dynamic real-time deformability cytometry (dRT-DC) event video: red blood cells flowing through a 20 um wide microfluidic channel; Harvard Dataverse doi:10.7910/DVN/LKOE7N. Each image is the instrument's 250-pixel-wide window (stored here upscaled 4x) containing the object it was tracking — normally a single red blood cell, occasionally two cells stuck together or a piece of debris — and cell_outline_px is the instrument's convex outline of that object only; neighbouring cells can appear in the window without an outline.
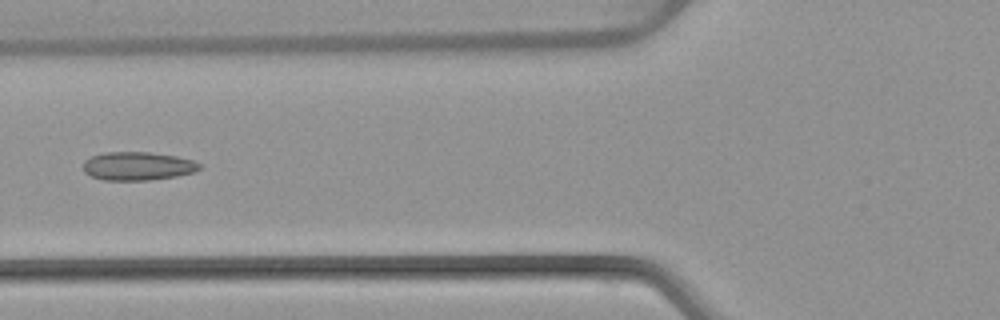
{"species": "common noctule bat (a hibernating species)", "species_latin": "Nyctalus noctula", "temperature_condition": "warm", "stored_images_in_passage": 5, "camera_frame_rate_fps": 3000, "um_per_image_px": 0.085, "animal": {"sex": "female", "body_mass_g": 22.7, "forearm_length_mm": 54.2}, "frame": {"image": 1, "passage_image": 5, "time_ms": 5.667, "image_size_px": [1000, 320], "cell_outline_px": [[204, 164], [200, 168], [192, 172], [176, 176], [148, 180], [104, 180], [92, 176], [84, 172], [84, 160], [92, 156], [104, 152], [148, 152], [176, 156], [192, 160]], "centroid_in_image_um": [11.71, 14.11], "position_along_channel_um": 114.1, "area_um2": 19.19}}